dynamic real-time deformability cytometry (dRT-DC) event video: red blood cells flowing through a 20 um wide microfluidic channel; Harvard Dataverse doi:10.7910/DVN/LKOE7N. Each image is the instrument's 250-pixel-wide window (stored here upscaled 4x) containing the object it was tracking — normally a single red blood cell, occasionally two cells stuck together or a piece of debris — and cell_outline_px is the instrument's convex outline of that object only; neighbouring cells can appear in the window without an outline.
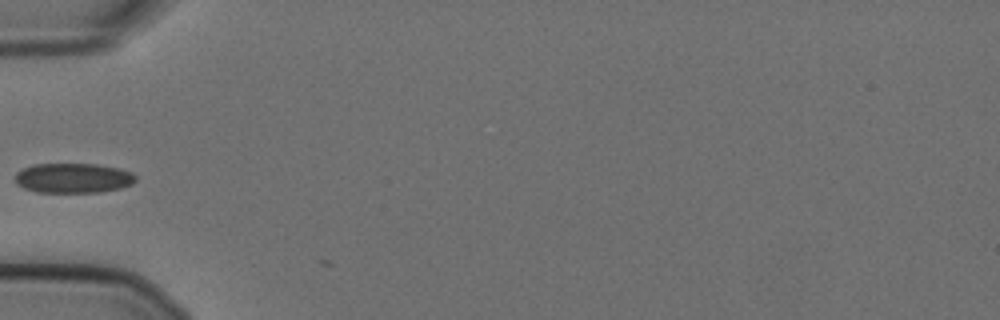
{"species": "Egyptian fruit bat (a non-hibernating species)", "species_latin": "Rousettus aegyptiacus", "temperature_condition": "cold", "stored_images_in_passage": 10, "camera_frame_rate_fps": 3000, "um_per_image_px": 0.085, "animal": {"sex": "female"}, "frame": {"image": 1, "passage_image": 1, "time_ms": 0.0, "image_size_px": [1000, 320], "cell_outline_px": [[136, 180], [132, 184], [120, 188], [100, 192], [36, 192], [24, 188], [16, 184], [16, 172], [32, 164], [96, 164], [116, 168], [132, 172], [136, 176]], "centroid_in_image_um": [6.21, 15.13], "position_along_channel_um": 78.8, "area_um2": 20.92}}
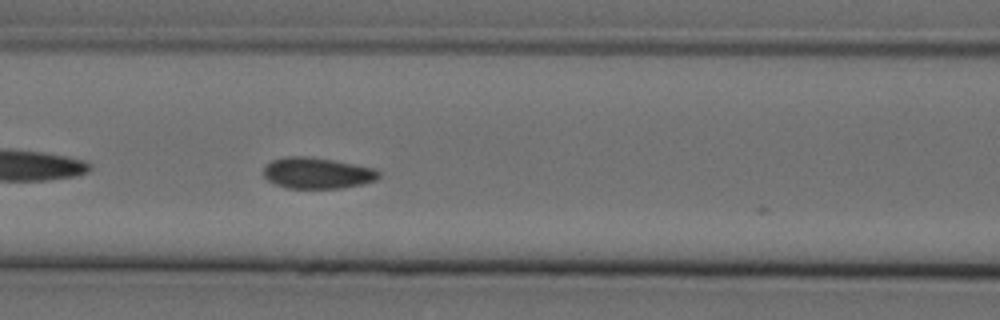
{"frame": {"image": 2, "passage_image": 6, "time_ms": 1.667, "image_size_px": [1000, 320], "cell_outline_px": [[380, 176], [376, 180], [364, 184], [340, 188], [288, 188], [276, 184], [268, 180], [264, 176], [264, 168], [272, 160], [284, 156], [308, 156], [332, 160], [376, 168], [380, 172]], "centroid_in_image_um": [26.99, 14.71], "position_along_channel_um": 139.6, "area_um2": 20.92}}